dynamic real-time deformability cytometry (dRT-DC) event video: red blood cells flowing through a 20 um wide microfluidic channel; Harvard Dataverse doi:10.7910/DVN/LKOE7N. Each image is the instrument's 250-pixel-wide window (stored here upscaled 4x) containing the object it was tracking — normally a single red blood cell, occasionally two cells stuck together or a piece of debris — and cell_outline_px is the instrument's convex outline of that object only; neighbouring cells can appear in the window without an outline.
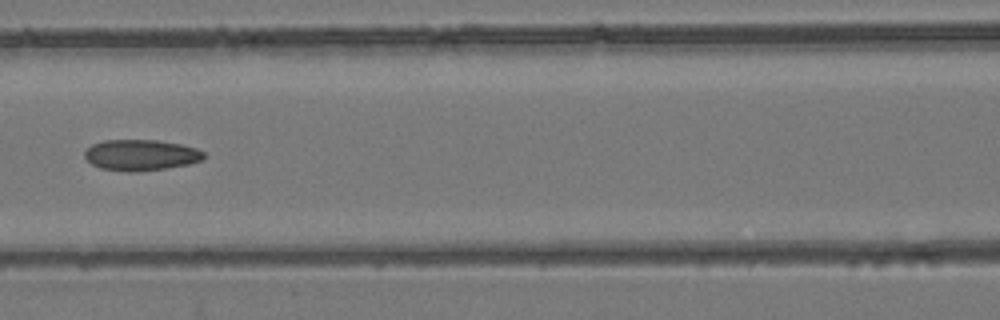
{"species": "common noctule bat (a hibernating species)", "species_latin": "Nyctalus noctula", "temperature_condition": "room temperature", "stored_images_in_passage": 6, "camera_frame_rate_fps": 3000, "um_per_image_px": 0.085, "animal": {"sex": "female", "body_mass_g": 24.6, "forearm_length_mm": 56.2}, "frame": {"image": 1, "passage_image": 6, "time_ms": 1.667, "image_size_px": [1000, 320], "cell_outline_px": [[204, 160], [188, 164], [164, 168], [132, 172], [128, 172], [100, 168], [92, 164], [84, 156], [84, 152], [92, 144], [104, 140], [156, 140], [180, 144], [196, 148], [204, 152]], "centroid_in_image_um": [11.97, 13.17], "position_along_channel_um": 154.6, "area_um2": 21.39}}